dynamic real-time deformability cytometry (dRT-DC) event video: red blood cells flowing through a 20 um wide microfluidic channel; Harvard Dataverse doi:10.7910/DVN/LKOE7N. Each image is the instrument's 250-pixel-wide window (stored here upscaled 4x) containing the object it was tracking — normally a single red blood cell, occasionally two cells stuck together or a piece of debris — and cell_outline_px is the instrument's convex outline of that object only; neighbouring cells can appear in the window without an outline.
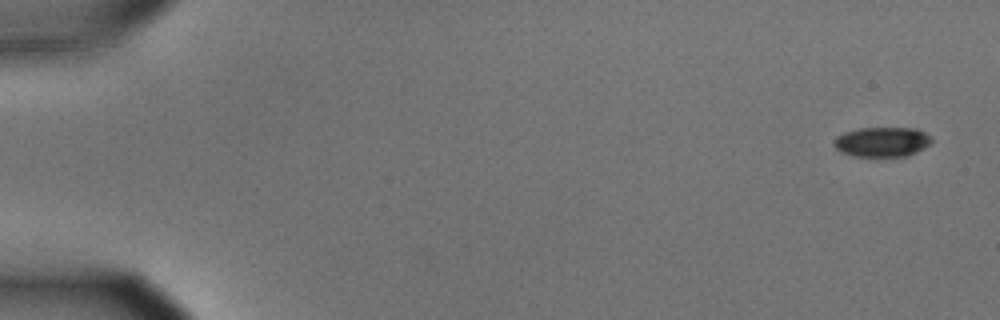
{"species": "common noctule bat (a hibernating species)", "species_latin": "Nyctalus noctula", "temperature_condition": "cold", "stored_images_in_passage": 55, "camera_frame_rate_fps": 3000, "um_per_image_px": 0.085, "animal": {"sex": "male", "body_mass_g": 15.6}, "frame": {"image": 1, "passage_image": 1, "time_ms": 0.0, "image_size_px": [1000, 320], "cell_outline_px": [[932, 140], [924, 148], [908, 156], [852, 156], [840, 152], [832, 144], [832, 140], [836, 136], [844, 132], [860, 128], [916, 128], [924, 132]], "centroid_in_image_um": [74.92, 12.06], "position_along_channel_um": 10.1, "area_um2": 16.99}}
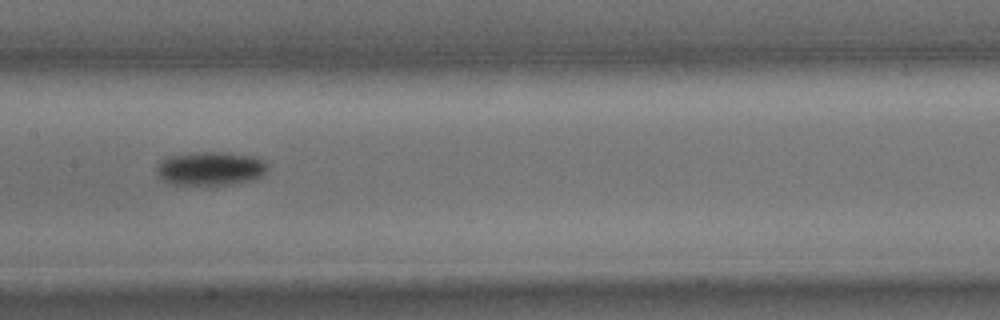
{"frame": {"image": 2, "passage_image": 28, "time_ms": 9.0, "image_size_px": [1000, 320], "cell_outline_px": [[268, 168], [260, 176], [252, 180], [232, 184], [176, 184], [164, 180], [156, 172], [156, 164], [160, 160], [168, 156], [188, 152], [228, 152], [256, 156], [268, 160]], "centroid_in_image_um": [17.92, 14.28], "position_along_channel_um": 189.5, "area_um2": 22.08}}
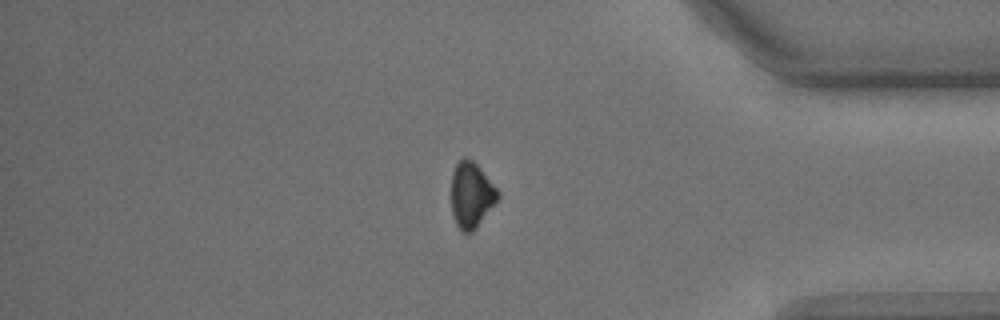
{"frame": {"image": 3, "passage_image": 47, "time_ms": 15.333, "image_size_px": [1000, 320], "cell_outline_px": [[500, 196], [476, 228], [472, 232], [460, 232], [452, 216], [452, 172], [456, 164], [464, 156], [472, 160], [480, 168], [500, 192]], "centroid_in_image_um": [40.05, 16.58], "position_along_channel_um": 395.1, "area_um2": 17.74}}